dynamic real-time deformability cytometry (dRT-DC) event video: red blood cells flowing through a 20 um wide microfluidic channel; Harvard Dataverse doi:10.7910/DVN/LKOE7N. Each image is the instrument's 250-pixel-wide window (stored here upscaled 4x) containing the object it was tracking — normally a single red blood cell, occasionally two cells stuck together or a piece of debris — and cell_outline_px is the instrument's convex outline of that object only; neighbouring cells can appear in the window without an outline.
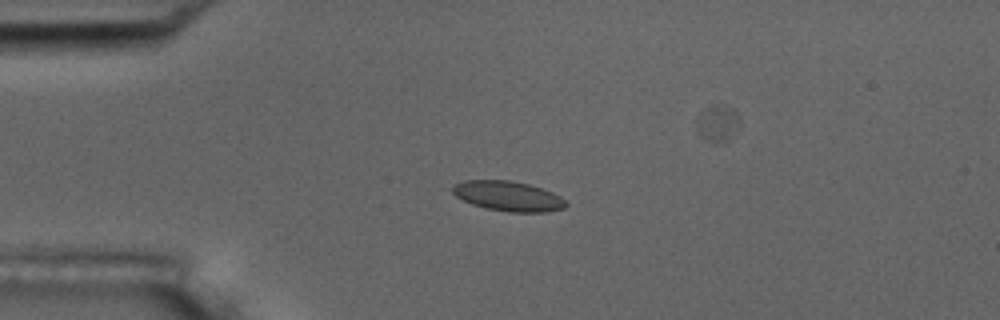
{"species": "common noctule bat (a hibernating species)", "species_latin": "Nyctalus noctula", "temperature_condition": "room temperature", "stored_images_in_passage": 13, "camera_frame_rate_fps": 3000, "um_per_image_px": 0.085, "animal": {"sex": "male", "body_mass_g": 17.5, "forearm_length_mm": 52.3}, "frame": {"image": 1, "passage_image": 3, "time_ms": 2.333, "image_size_px": [1000, 320], "cell_outline_px": [[568, 204], [564, 208], [544, 212], [508, 212], [484, 208], [472, 204], [456, 196], [452, 192], [452, 188], [456, 184], [464, 180], [512, 180], [528, 184], [552, 192], [560, 196]], "centroid_in_image_um": [43.19, 16.67], "position_along_channel_um": 41.8, "area_um2": 19.71}}